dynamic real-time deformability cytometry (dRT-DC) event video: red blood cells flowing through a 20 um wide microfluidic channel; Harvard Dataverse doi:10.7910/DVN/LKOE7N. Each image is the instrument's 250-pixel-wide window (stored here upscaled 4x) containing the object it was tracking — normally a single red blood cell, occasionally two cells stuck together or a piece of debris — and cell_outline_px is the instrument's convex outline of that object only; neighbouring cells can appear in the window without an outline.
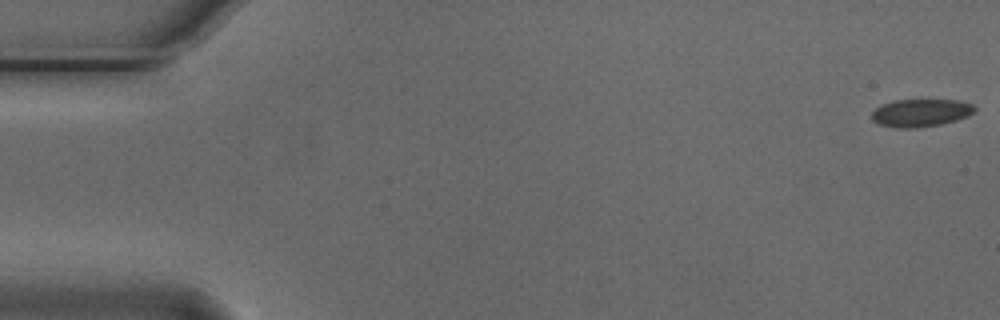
{"species": "Egyptian fruit bat (a non-hibernating species)", "species_latin": "Rousettus aegyptiacus", "temperature_condition": "cold", "stored_images_in_passage": 9, "camera_frame_rate_fps": 3000, "um_per_image_px": 0.085, "animal": {"sex": "male"}, "frame": {"image": 1, "passage_image": 1, "time_ms": 0.0, "image_size_px": [1000, 320], "cell_outline_px": [[976, 108], [968, 116], [956, 120], [940, 124], [916, 128], [896, 128], [880, 124], [872, 120], [872, 112], [876, 108], [884, 104], [896, 100], [956, 100], [972, 104]], "centroid_in_image_um": [78.26, 9.59], "position_along_channel_um": 6.7, "area_um2": 16.42}}